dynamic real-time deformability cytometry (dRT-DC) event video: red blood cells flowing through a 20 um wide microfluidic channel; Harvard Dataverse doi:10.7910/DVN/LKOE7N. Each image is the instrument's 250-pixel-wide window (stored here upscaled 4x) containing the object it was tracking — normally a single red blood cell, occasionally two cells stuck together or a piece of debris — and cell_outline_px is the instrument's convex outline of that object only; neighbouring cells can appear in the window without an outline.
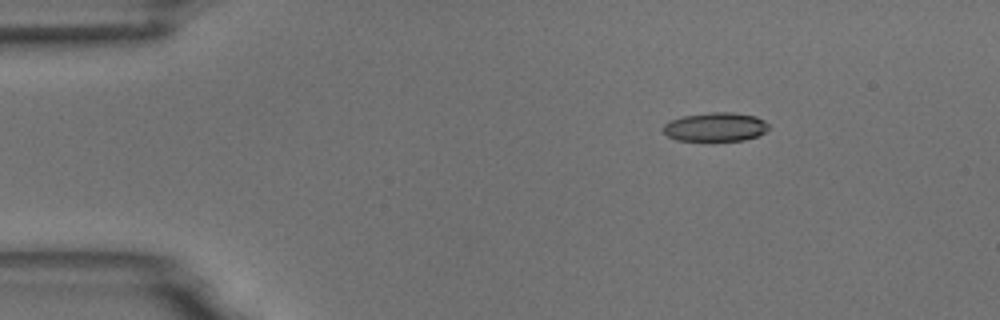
{"species": "common noctule bat (a hibernating species)", "species_latin": "Nyctalus noctula", "temperature_condition": "room temperature", "stored_images_in_passage": 4, "camera_frame_rate_fps": 3000, "um_per_image_px": 0.085, "animal": {"sex": "male", "body_mass_g": 18.8}, "frame": {"image": 1, "passage_image": 1, "time_ms": 0.0, "image_size_px": [1000, 320], "cell_outline_px": [[768, 128], [764, 132], [756, 136], [744, 140], [676, 140], [668, 136], [664, 132], [664, 124], [672, 120], [684, 116], [708, 112], [732, 112], [756, 116], [764, 120], [768, 124]], "centroid_in_image_um": [60.83, 10.78], "position_along_channel_um": 24.2, "area_um2": 17.51}}
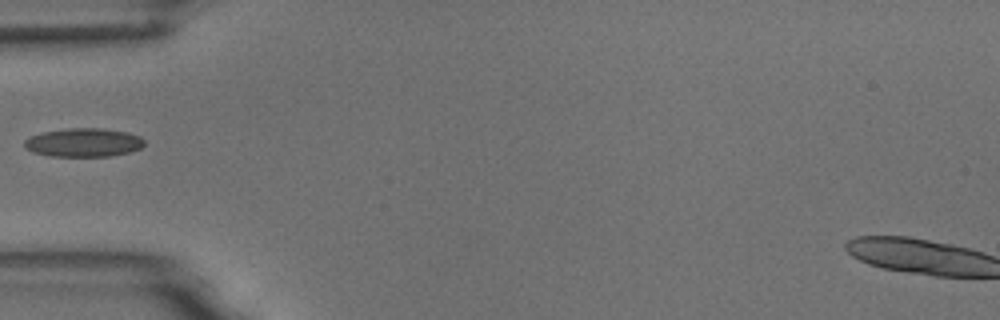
{"frame": {"image": 2, "passage_image": 3, "time_ms": 3.333, "image_size_px": [1000, 320], "cell_outline_px": [[144, 144], [140, 148], [128, 152], [112, 156], [52, 156], [32, 152], [24, 148], [24, 140], [28, 136], [44, 132], [68, 128], [104, 128], [124, 132], [140, 136], [144, 140]], "centroid_in_image_um": [7.06, 12.11], "position_along_channel_um": 77.9, "area_um2": 20.0}}